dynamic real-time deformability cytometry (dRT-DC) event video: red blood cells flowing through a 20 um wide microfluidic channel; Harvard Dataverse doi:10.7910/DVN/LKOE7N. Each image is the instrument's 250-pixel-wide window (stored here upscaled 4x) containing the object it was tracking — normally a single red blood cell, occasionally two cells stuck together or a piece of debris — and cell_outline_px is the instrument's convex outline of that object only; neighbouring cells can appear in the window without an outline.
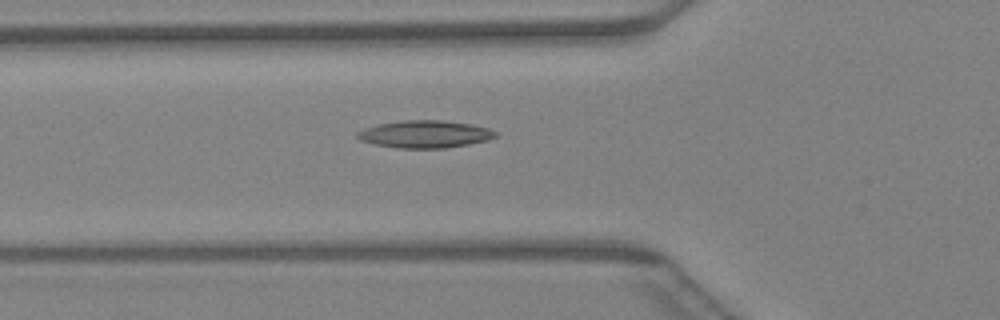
{"species": "Egyptian fruit bat (a non-hibernating species)", "species_latin": "Rousettus aegyptiacus", "temperature_condition": "warm", "stored_images_in_passage": 27, "camera_frame_rate_fps": 3000, "um_per_image_px": 0.085, "animal": {"sex": "female"}, "frame": {"image": 1, "passage_image": 2, "time_ms": 0.333, "image_size_px": [1000, 320], "cell_outline_px": [[496, 136], [488, 140], [468, 144], [444, 148], [396, 148], [376, 144], [360, 140], [356, 136], [356, 132], [364, 128], [380, 124], [404, 120], [440, 120], [472, 124], [488, 128], [496, 132]], "centroid_in_image_um": [36.11, 11.4], "position_along_channel_um": 89.7, "area_um2": 21.91}}
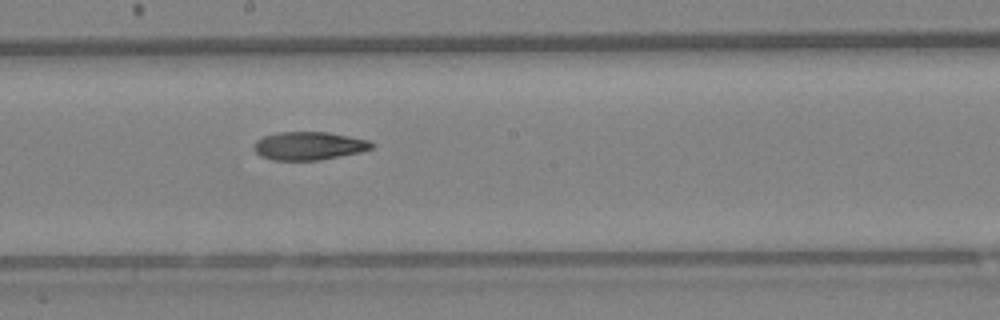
{"frame": {"image": 2, "passage_image": 11, "time_ms": 3.333, "image_size_px": [1000, 320], "cell_outline_px": [[376, 144], [372, 148], [360, 152], [316, 160], [272, 160], [260, 156], [252, 148], [256, 140], [264, 136], [276, 132], [328, 132], [368, 140]], "centroid_in_image_um": [26.22, 12.39], "position_along_channel_um": 222.0, "area_um2": 19.31}}
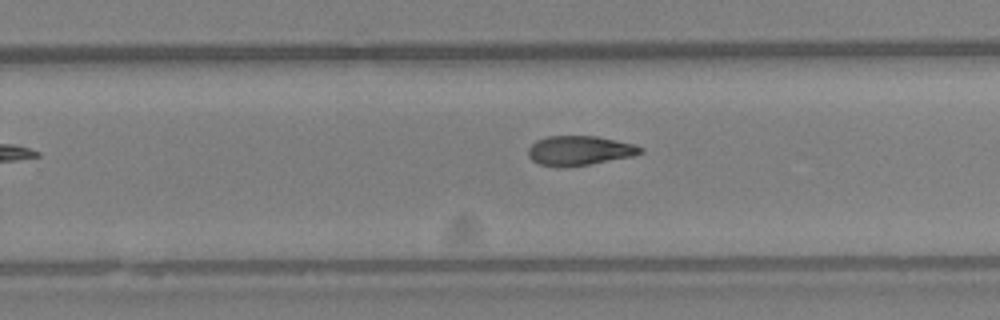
{"frame": {"image": 3, "passage_image": 15, "time_ms": 4.667, "image_size_px": [1000, 320], "cell_outline_px": [[644, 152], [632, 156], [588, 164], [540, 164], [532, 160], [528, 156], [528, 148], [536, 140], [548, 136], [596, 136], [636, 144], [644, 148]], "centroid_in_image_um": [49.31, 12.75], "position_along_channel_um": 280.5, "area_um2": 18.67}}